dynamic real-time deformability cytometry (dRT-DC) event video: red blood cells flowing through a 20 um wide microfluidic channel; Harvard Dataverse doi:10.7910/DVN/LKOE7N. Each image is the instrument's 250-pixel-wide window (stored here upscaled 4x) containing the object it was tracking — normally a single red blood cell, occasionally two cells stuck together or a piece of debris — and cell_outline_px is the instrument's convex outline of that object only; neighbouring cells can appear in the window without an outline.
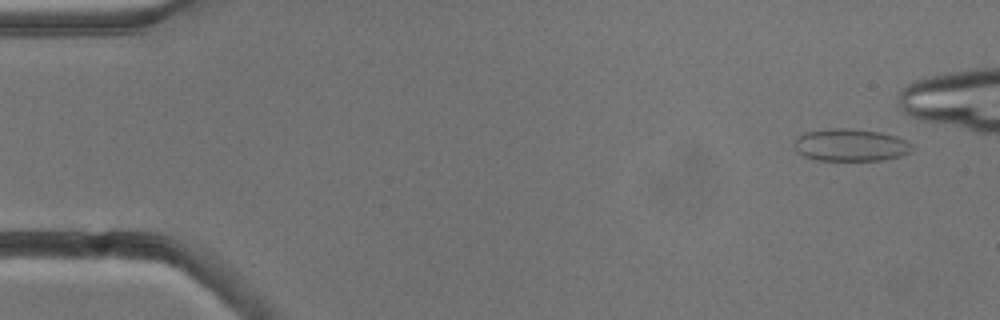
{"species": "common noctule bat (a hibernating species)", "species_latin": "Nyctalus noctula", "temperature_condition": "cold", "stored_images_in_passage": 7, "camera_frame_rate_fps": 3000, "um_per_image_px": 0.085, "animal": {"sex": "male", "body_mass_g": 13.3}, "frame": {"image": 1, "passage_image": 1, "time_ms": 0.0, "image_size_px": [1000, 320], "cell_outline_px": [[912, 148], [908, 152], [900, 156], [884, 160], [816, 160], [804, 156], [796, 152], [796, 140], [800, 136], [808, 132], [836, 128], [876, 132], [896, 136], [912, 144]], "centroid_in_image_um": [72.31, 12.35], "position_along_channel_um": 12.7, "area_um2": 21.56}}
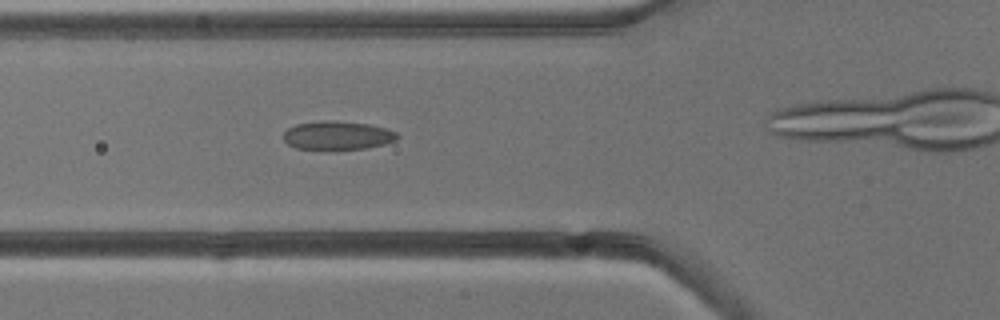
{"frame": {"image": 2, "passage_image": 6, "time_ms": 5.667, "image_size_px": [1000, 320], "cell_outline_px": [[400, 136], [396, 140], [384, 144], [368, 148], [296, 148], [288, 144], [284, 140], [284, 132], [288, 128], [296, 124], [368, 124], [384, 128], [396, 132]], "centroid_in_image_um": [28.74, 11.56], "position_along_channel_um": 97.1, "area_um2": 17.46}}